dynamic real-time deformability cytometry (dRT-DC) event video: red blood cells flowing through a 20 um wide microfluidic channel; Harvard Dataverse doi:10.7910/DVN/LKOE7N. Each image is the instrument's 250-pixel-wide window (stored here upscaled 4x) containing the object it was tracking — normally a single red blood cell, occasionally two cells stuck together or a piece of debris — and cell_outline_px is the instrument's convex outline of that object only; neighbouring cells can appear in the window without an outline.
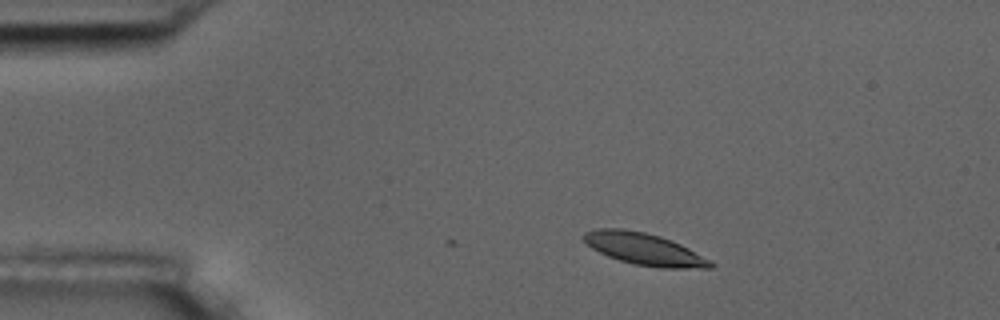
{"species": "common noctule bat (a hibernating species)", "species_latin": "Nyctalus noctula", "temperature_condition": "room temperature", "stored_images_in_passage": 3, "camera_frame_rate_fps": 3000, "um_per_image_px": 0.085, "animal": {"sex": "male", "body_mass_g": 17.5, "forearm_length_mm": 52.3}, "frame": {"image": 1, "passage_image": 1, "time_ms": 0.0, "image_size_px": [1000, 320], "cell_outline_px": [[716, 264], [712, 268], [660, 268], [636, 264], [620, 260], [608, 256], [592, 248], [580, 236], [584, 232], [596, 228], [624, 228], [644, 232], [660, 236], [672, 240], [688, 248]], "centroid_in_image_um": [54.73, 21.15], "position_along_channel_um": 30.3, "area_um2": 23.52}}